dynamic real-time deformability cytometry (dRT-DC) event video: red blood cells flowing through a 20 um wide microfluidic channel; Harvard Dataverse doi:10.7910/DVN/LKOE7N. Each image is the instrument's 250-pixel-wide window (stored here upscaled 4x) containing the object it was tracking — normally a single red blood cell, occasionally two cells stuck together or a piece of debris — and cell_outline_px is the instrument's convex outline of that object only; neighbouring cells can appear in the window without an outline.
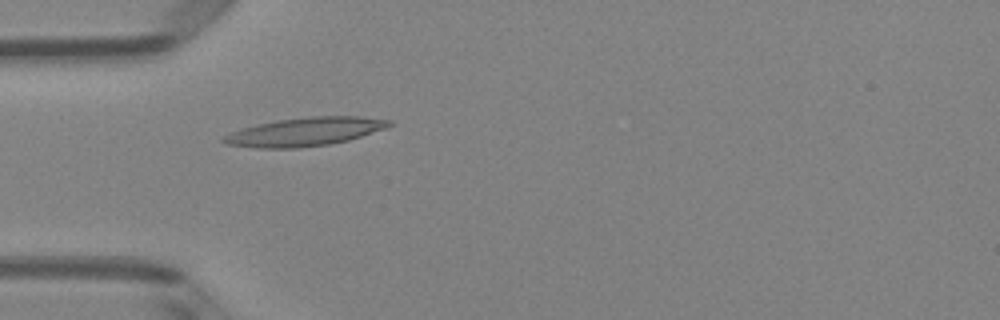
{"species": "Egyptian fruit bat (a non-hibernating species)", "species_latin": "Rousettus aegyptiacus", "temperature_condition": "room temperature", "stored_images_in_passage": 34, "camera_frame_rate_fps": 3000, "um_per_image_px": 0.085, "animal": {"sex": "female"}, "frame": {"image": 1, "passage_image": 1, "time_ms": 0.0, "image_size_px": [1000, 320], "cell_outline_px": [[392, 124], [388, 128], [348, 140], [328, 144], [296, 148], [256, 148], [224, 144], [220, 140], [224, 136], [232, 132], [244, 128], [260, 124], [280, 120], [312, 116], [360, 116], [392, 120]], "centroid_in_image_um": [25.96, 11.2], "position_along_channel_um": 59.0, "area_um2": 27.28}}
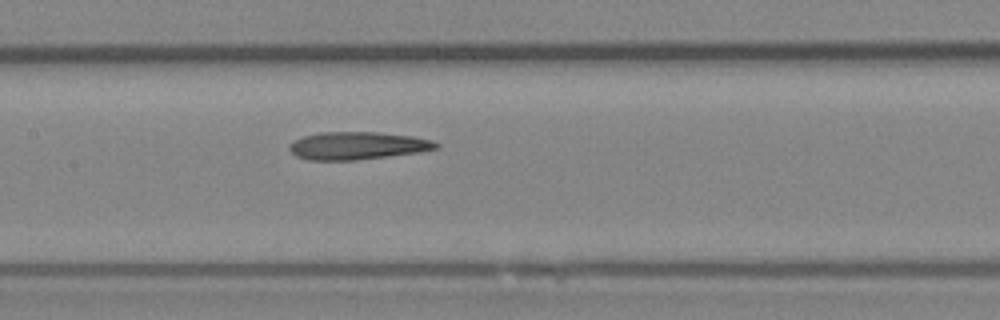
{"frame": {"image": 2, "passage_image": 10, "time_ms": 3.0, "image_size_px": [1000, 320], "cell_outline_px": [[440, 148], [416, 152], [356, 160], [308, 160], [296, 156], [288, 148], [296, 140], [304, 136], [320, 132], [376, 132], [412, 136], [432, 140], [440, 144]], "centroid_in_image_um": [30.4, 12.38], "position_along_channel_um": 177.0, "area_um2": 23.41}}
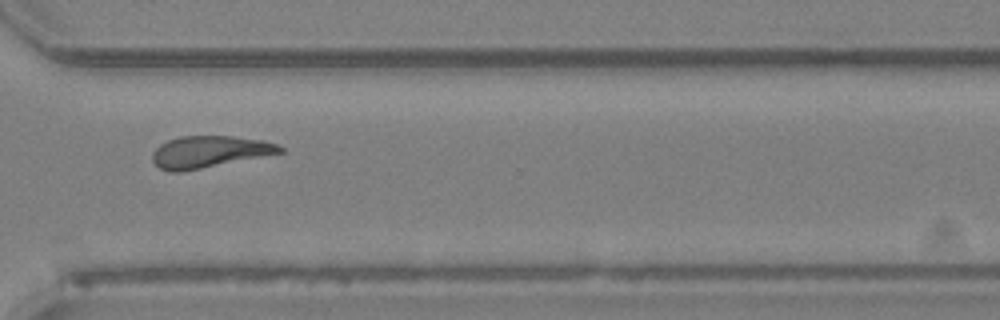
{"frame": {"image": 3, "passage_image": 23, "time_ms": 7.333, "image_size_px": [1000, 320], "cell_outline_px": [[284, 152], [180, 172], [168, 172], [160, 168], [152, 160], [152, 152], [160, 144], [168, 140], [180, 136], [232, 136], [260, 140], [276, 144], [284, 148]], "centroid_in_image_um": [17.75, 12.9], "position_along_channel_um": 352.9, "area_um2": 23.35}, "authors_computed_cell_mechanics": {"area_um2": 23.6113, "velocity_mm_per_s": 4.0609, "shape_relaxation_time_tau1_ms": 6.0308, "shape_relaxation_time_tau2_ms": 1.9309, "deformation_change_tau1": 0.1922, "deformation_change_tau2": 0.122}}